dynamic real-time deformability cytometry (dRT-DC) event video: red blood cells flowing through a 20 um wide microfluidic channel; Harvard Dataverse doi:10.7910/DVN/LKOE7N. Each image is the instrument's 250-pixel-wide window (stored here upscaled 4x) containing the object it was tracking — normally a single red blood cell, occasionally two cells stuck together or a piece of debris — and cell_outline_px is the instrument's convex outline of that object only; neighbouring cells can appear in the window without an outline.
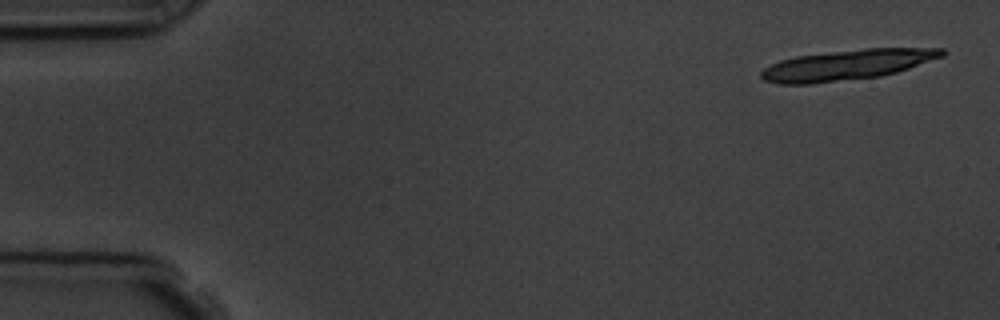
{"species": "common noctule bat (a hibernating species)", "species_latin": "Nyctalus noctula", "temperature_condition": "room temperature", "stored_images_in_passage": 5, "camera_frame_rate_fps": 3000, "um_per_image_px": 0.085, "animal": {"sex": "male", "body_mass_g": 19.5, "forearm_length_mm": 54.6}, "frame": {"image": 1, "passage_image": 1, "time_ms": 0.0, "image_size_px": [1000, 320], "cell_outline_px": [[944, 56], [896, 72], [880, 76], [812, 84], [780, 84], [764, 80], [760, 76], [760, 72], [764, 68], [780, 60], [796, 56], [864, 48], [944, 48]], "centroid_in_image_um": [71.98, 5.51], "position_along_channel_um": 13.0, "area_um2": 31.79}}
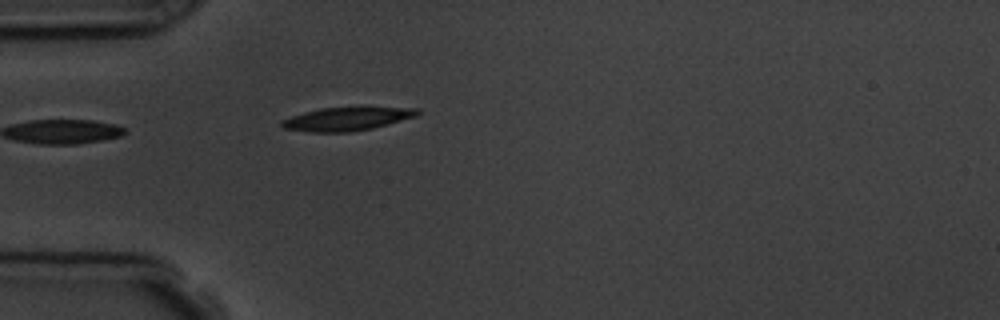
{"frame": {"image": 2, "passage_image": 5, "time_ms": 4.667, "image_size_px": [1000, 320], "cell_outline_px": [[420, 112], [416, 116], [372, 128], [352, 132], [312, 132], [284, 128], [280, 124], [280, 120], [304, 112], [320, 108], [364, 104], [420, 108]], "centroid_in_image_um": [29.57, 10.04], "position_along_channel_um": 55.4, "area_um2": 19.54}}